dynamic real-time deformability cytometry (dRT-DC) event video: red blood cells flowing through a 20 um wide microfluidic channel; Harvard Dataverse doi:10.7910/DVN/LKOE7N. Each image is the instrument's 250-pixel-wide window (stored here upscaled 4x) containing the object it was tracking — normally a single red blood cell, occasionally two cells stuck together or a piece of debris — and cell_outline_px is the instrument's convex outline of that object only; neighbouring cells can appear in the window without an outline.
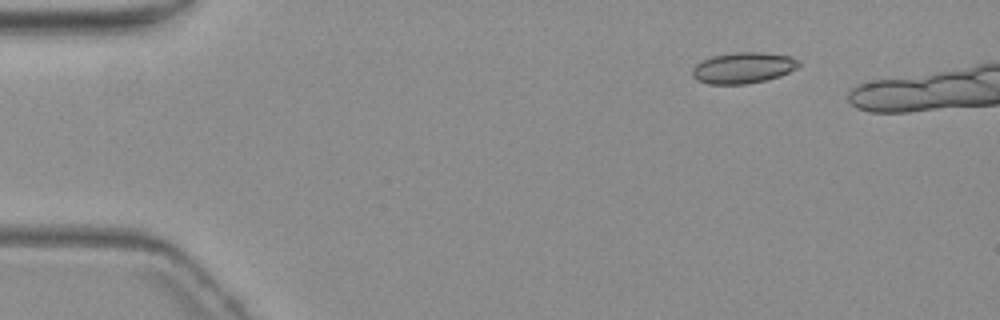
{"species": "common noctule bat (a hibernating species)", "species_latin": "Nyctalus noctula", "temperature_condition": "warm", "stored_images_in_passage": 7, "camera_frame_rate_fps": 3000, "um_per_image_px": 0.085, "animal": {"sex": "female", "body_mass_g": 19.3, "forearm_length_mm": 54.1}, "frame": {"image": 1, "passage_image": 1, "time_ms": 0.0, "image_size_px": [1000, 320], "cell_outline_px": [[800, 64], [796, 68], [780, 76], [764, 80], [744, 84], [708, 84], [696, 80], [692, 76], [692, 68], [700, 60], [712, 56], [732, 52], [764, 52], [792, 56], [800, 60]], "centroid_in_image_um": [63.15, 5.75], "position_along_channel_um": 21.9, "area_um2": 19.48}}
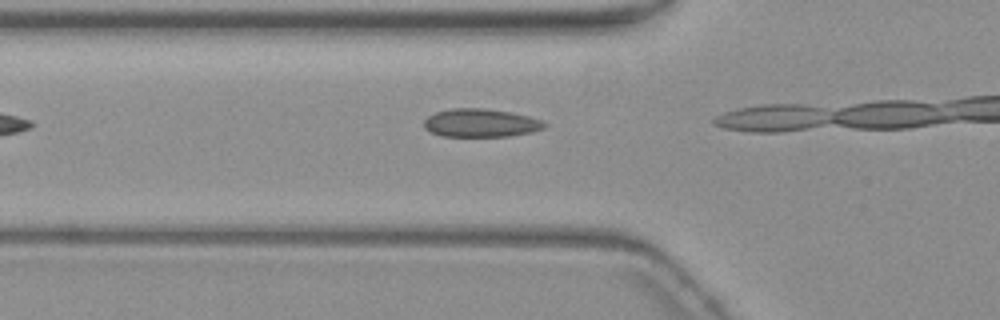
{"frame": {"image": 2, "passage_image": 6, "time_ms": 7.333, "image_size_px": [1000, 320], "cell_outline_px": [[548, 124], [544, 128], [528, 132], [508, 136], [440, 136], [424, 128], [424, 120], [428, 116], [436, 112], [452, 108], [484, 108], [508, 112], [528, 116], [540, 120]], "centroid_in_image_um": [40.82, 10.45], "position_along_channel_um": 85.0, "area_um2": 19.59}}